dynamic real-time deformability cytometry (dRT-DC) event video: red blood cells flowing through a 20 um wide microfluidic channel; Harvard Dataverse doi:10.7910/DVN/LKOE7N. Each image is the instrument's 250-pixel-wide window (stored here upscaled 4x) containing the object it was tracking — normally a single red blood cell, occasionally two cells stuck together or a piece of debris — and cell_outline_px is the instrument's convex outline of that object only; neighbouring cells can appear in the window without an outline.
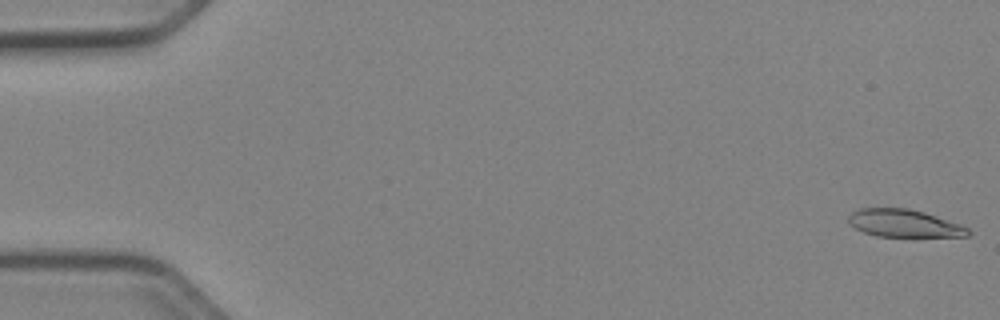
{"species": "Egyptian fruit bat (a non-hibernating species)", "species_latin": "Rousettus aegyptiacus", "temperature_condition": "cold", "stored_images_in_passage": 52, "camera_frame_rate_fps": 3000, "um_per_image_px": 0.085, "animal": {"sex": "female"}, "frame": {"image": 1, "passage_image": 1, "time_ms": 0.0, "image_size_px": [1000, 320], "cell_outline_px": [[972, 232], [968, 236], [876, 236], [864, 232], [848, 224], [848, 216], [852, 212], [860, 208], [908, 208], [924, 212], [960, 224], [968, 228]], "centroid_in_image_um": [76.83, 18.97], "position_along_channel_um": 8.2, "area_um2": 19.13}}
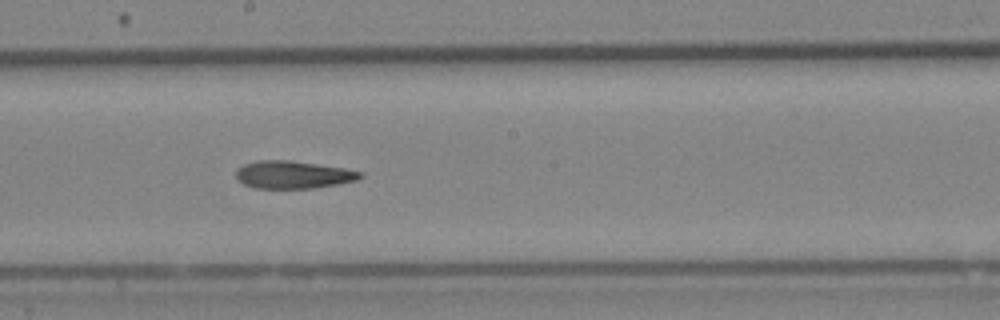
{"frame": {"image": 2, "passage_image": 29, "time_ms": 9.333, "image_size_px": [1000, 320], "cell_outline_px": [[364, 176], [356, 180], [336, 184], [312, 188], [256, 188], [244, 184], [236, 180], [236, 168], [244, 164], [256, 160], [288, 160], [344, 168], [364, 172]], "centroid_in_image_um": [24.88, 14.84], "position_along_channel_um": 223.3, "area_um2": 20.0}}
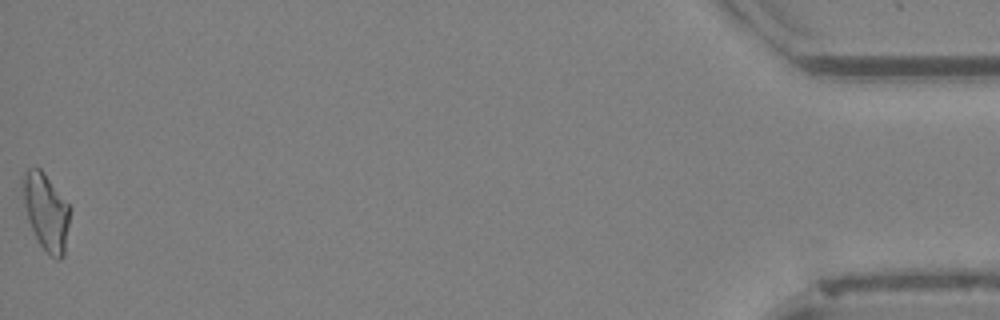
{"frame": {"image": 3, "passage_image": 52, "time_ms": 17.0, "image_size_px": [1000, 320], "cell_outline_px": [[72, 208], [64, 256], [60, 260], [56, 260], [40, 244], [28, 220], [24, 204], [24, 172], [28, 168], [40, 168], [44, 172]], "centroid_in_image_um": [3.98, 18.02], "position_along_channel_um": 431.2, "area_um2": 20.92}, "authors_computed_cell_mechanics": {"area_um2": 20.4901, "velocity_mm_per_s": 3.9539, "shape_relaxation_time_tau1_ms": 8.0882, "shape_relaxation_time_tau2_ms": 7.8827, "deformation_change_tau1": 0.1976, "deformation_change_tau2": 0.207}}